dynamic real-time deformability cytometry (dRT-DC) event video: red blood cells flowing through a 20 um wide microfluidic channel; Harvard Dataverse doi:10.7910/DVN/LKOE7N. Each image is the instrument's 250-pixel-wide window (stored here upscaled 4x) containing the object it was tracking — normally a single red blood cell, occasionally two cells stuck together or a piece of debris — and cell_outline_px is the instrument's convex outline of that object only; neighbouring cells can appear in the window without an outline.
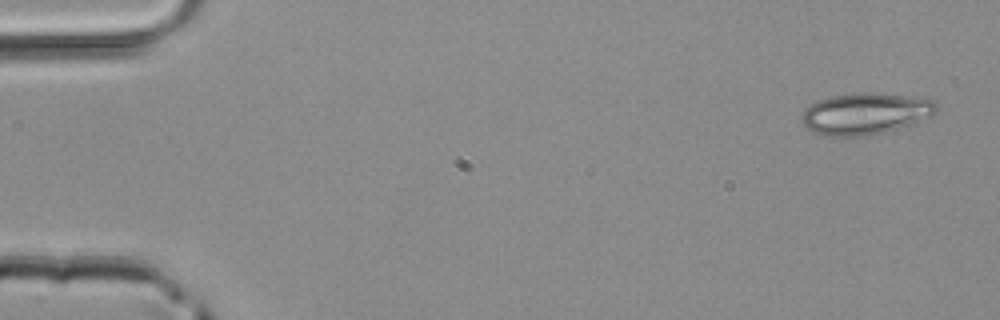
{"species": "common noctule bat (a hibernating species)", "species_latin": "Nyctalus noctula", "temperature_condition": "room temperature", "stored_images_in_passage": 4, "camera_frame_rate_fps": 3000, "um_per_image_px": 0.085, "animal": {"sex": "male", "body_mass_g": 20.4}, "frame": {"image": 1, "passage_image": 1, "time_ms": 0.0, "image_size_px": [1000, 320], "cell_outline_px": [[940, 108], [932, 116], [916, 124], [884, 132], [864, 136], [816, 136], [800, 120], [800, 116], [804, 108], [816, 100], [832, 96], [856, 92], [868, 92], [932, 100]], "centroid_in_image_um": [73.51, 9.68], "position_along_channel_um": 11.5, "area_um2": 33.0}}